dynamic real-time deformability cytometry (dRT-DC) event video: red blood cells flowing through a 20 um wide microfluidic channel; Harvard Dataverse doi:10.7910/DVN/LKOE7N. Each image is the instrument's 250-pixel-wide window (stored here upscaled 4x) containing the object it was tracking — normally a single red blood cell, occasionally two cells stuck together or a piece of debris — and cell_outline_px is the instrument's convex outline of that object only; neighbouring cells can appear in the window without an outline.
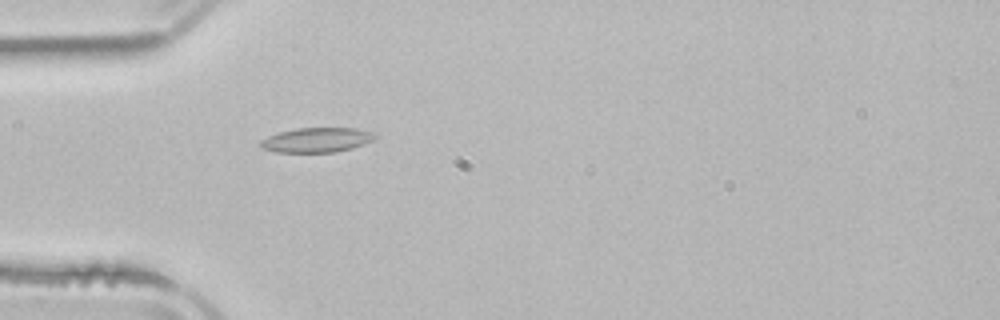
{"species": "common noctule bat (a hibernating species)", "species_latin": "Nyctalus noctula", "temperature_condition": "room temperature", "stored_images_in_passage": 4, "camera_frame_rate_fps": 3000, "um_per_image_px": 0.085, "animal": {"sex": "male", "body_mass_g": 21.5, "forearm_length_mm": 52.0}, "frame": {"image": 1, "passage_image": 4, "time_ms": 4.667, "image_size_px": [1000, 320], "cell_outline_px": [[376, 136], [372, 140], [364, 144], [352, 148], [336, 152], [276, 152], [260, 148], [260, 140], [268, 136], [280, 132], [296, 128], [356, 128], [372, 132]], "centroid_in_image_um": [26.89, 11.9], "position_along_channel_um": 58.1, "area_um2": 16.42}}